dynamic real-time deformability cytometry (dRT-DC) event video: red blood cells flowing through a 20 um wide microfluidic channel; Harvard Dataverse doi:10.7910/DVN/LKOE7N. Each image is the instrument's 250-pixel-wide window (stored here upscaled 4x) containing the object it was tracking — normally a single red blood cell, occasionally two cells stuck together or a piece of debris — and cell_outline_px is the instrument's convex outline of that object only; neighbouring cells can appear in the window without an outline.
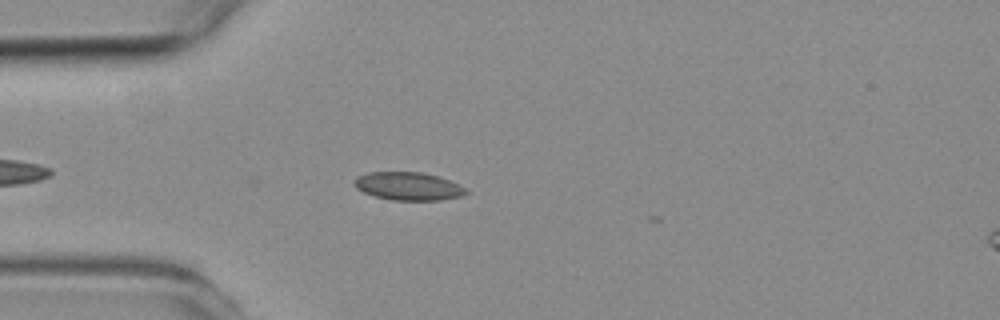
{"species": "common noctule bat (a hibernating species)", "species_latin": "Nyctalus noctula", "temperature_condition": "room temperature", "stored_images_in_passage": 4, "camera_frame_rate_fps": 3000, "um_per_image_px": 0.085, "animal": {"sex": "female", "body_mass_g": 19.3, "forearm_length_mm": 54.1}, "frame": {"image": 1, "passage_image": 2, "time_ms": 0.333, "image_size_px": [1000, 320], "cell_outline_px": [[468, 192], [460, 196], [440, 200], [392, 200], [376, 196], [364, 192], [356, 188], [352, 184], [352, 180], [356, 176], [368, 172], [420, 172], [440, 176], [468, 188]], "centroid_in_image_um": [34.69, 15.81], "position_along_channel_um": 50.3, "area_um2": 18.44}}